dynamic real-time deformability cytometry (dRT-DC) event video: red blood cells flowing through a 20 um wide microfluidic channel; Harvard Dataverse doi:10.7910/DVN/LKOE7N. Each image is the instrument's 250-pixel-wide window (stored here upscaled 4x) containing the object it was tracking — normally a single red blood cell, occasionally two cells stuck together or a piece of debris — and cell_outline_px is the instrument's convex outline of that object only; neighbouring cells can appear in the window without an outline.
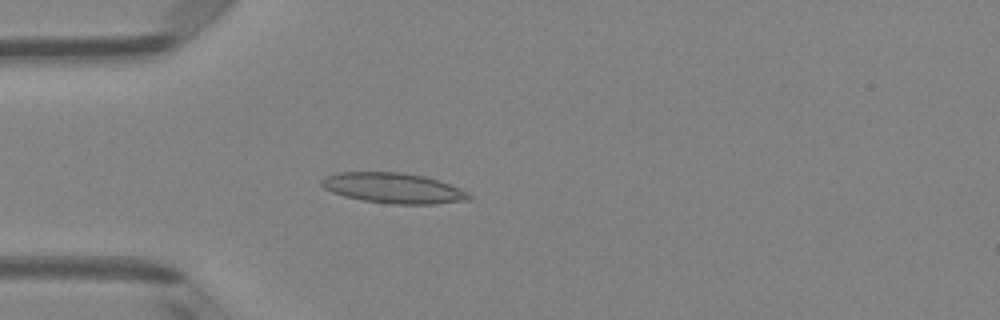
{"species": "Egyptian fruit bat (a non-hibernating species)", "species_latin": "Rousettus aegyptiacus", "temperature_condition": "room temperature", "stored_images_in_passage": 48, "camera_frame_rate_fps": 3000, "um_per_image_px": 0.085, "animal": {"sex": "female"}, "frame": {"image": 1, "passage_image": 13, "time_ms": 4.0, "image_size_px": [1000, 320], "cell_outline_px": [[476, 196], [472, 200], [436, 204], [392, 204], [364, 200], [344, 196], [332, 192], [324, 188], [320, 184], [320, 180], [324, 176], [336, 172], [400, 172], [424, 176], [460, 188]], "centroid_in_image_um": [33.46, 15.99], "position_along_channel_um": 51.5, "area_um2": 26.3}}
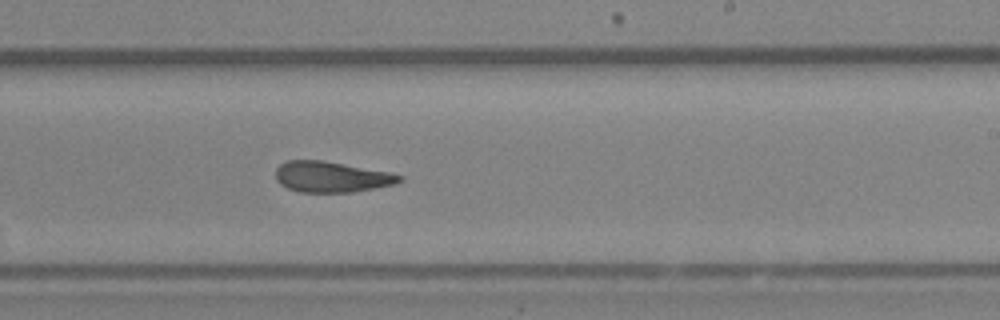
{"frame": {"image": 2, "passage_image": 29, "time_ms": 9.333, "image_size_px": [1000, 320], "cell_outline_px": [[404, 180], [396, 184], [352, 192], [300, 192], [288, 188], [280, 184], [276, 180], [276, 168], [280, 164], [288, 160], [320, 160], [392, 172], [404, 176]], "centroid_in_image_um": [28.21, 15.03], "position_along_channel_um": 260.8, "area_um2": 22.31}}
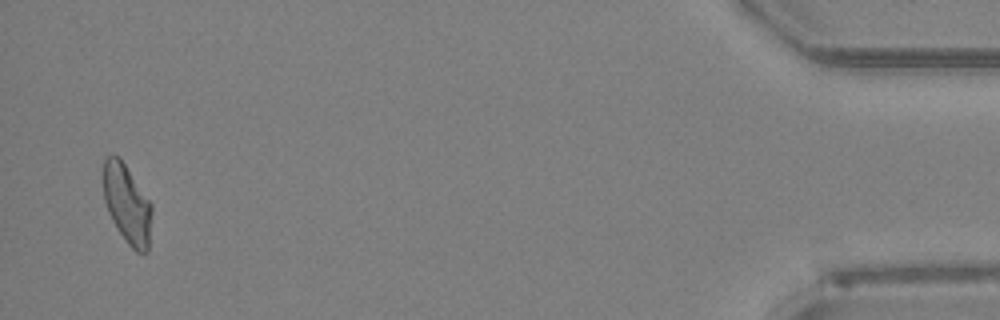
{"frame": {"image": 3, "passage_image": 47, "time_ms": 15.333, "image_size_px": [1000, 320], "cell_outline_px": [[152, 212], [148, 252], [136, 252], [128, 244], [112, 220], [108, 212], [104, 200], [104, 156], [120, 156], [152, 204]], "centroid_in_image_um": [10.81, 17.33], "position_along_channel_um": 424.4, "area_um2": 22.25}, "authors_computed_cell_mechanics": {"area_um2": 23.0622, "velocity_mm_per_s": 4.1156, "shape_relaxation_time_tau1_ms": 8.2326, "shape_relaxation_time_tau2_ms": 2.5873, "deformation_change_tau1": 0.2433, "deformation_change_tau2": 0.113}}